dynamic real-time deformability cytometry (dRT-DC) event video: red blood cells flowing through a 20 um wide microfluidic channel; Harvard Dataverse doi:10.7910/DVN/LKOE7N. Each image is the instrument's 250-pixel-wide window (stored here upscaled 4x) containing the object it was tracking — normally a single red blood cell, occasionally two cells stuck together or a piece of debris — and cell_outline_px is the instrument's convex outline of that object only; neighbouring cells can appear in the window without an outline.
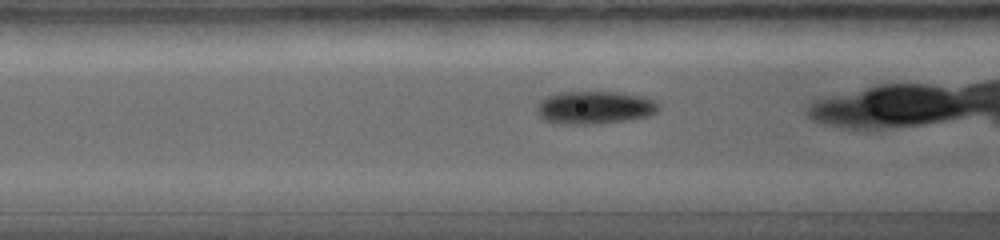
{"species": "common noctule bat (a hibernating species)", "species_latin": "Nyctalus noctula", "temperature_condition": "warm", "stored_images_in_passage": 3, "camera_frame_rate_fps": 5000, "um_per_image_px": 0.085, "animal": {"sex": "female", "body_mass_g": 19.0, "forearm_length_mm": 56.7}, "frame": {"image": 1, "passage_image": 3, "time_ms": 0.6, "image_size_px": [1000, 240], "cell_outline_px": [[660, 108], [656, 112], [648, 116], [624, 120], [596, 124], [560, 124], [544, 120], [536, 112], [536, 104], [544, 96], [560, 92], [620, 92], [644, 96], [656, 100], [660, 104]], "centroid_in_image_um": [50.53, 9.13], "position_along_channel_um": 116.1, "area_um2": 23.7}}